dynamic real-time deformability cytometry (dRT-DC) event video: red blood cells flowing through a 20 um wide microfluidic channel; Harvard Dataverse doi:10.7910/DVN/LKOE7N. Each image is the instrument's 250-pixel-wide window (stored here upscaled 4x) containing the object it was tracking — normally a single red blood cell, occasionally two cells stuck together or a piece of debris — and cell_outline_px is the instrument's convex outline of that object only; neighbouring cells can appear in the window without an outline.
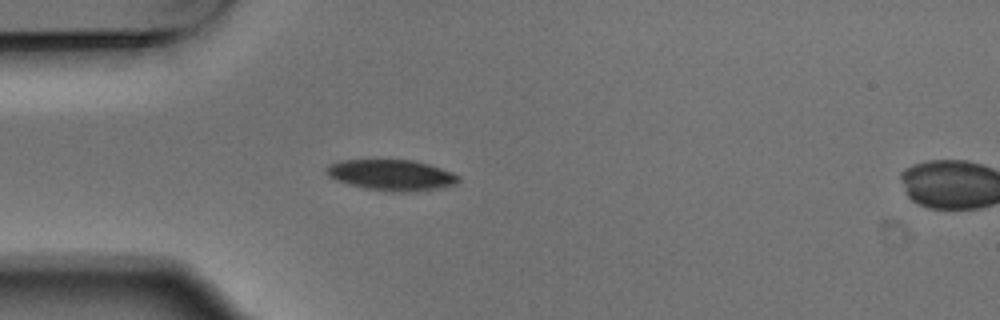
{"species": "Egyptian fruit bat (a non-hibernating species)", "species_latin": "Rousettus aegyptiacus", "temperature_condition": "warm", "stored_images_in_passage": 3, "segment_of_instrument_passage": [1, 2], "camera_frame_rate_fps": 3000, "um_per_image_px": 0.085, "animal": {"sex": "male"}, "frame": {"image": 1, "passage_image": 2, "time_ms": 0.333, "image_size_px": [1000, 320], "cell_outline_px": [[460, 180], [456, 184], [436, 188], [412, 192], [388, 192], [364, 188], [348, 184], [336, 180], [328, 176], [324, 172], [324, 168], [328, 164], [340, 160], [412, 160], [428, 164], [452, 172], [460, 176]], "centroid_in_image_um": [33.23, 14.88], "position_along_channel_um": 51.8, "area_um2": 23.93}}